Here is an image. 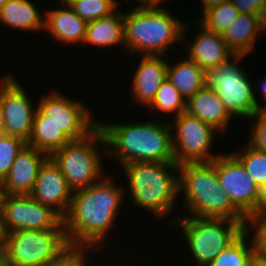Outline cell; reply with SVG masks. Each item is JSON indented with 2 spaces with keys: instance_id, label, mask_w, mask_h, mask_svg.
Masks as SVG:
<instances>
[{
  "instance_id": "f1b7e54d",
  "label": "cell",
  "mask_w": 266,
  "mask_h": 266,
  "mask_svg": "<svg viewBox=\"0 0 266 266\" xmlns=\"http://www.w3.org/2000/svg\"><path fill=\"white\" fill-rule=\"evenodd\" d=\"M244 153L233 155L241 162L247 174L257 183L266 194V152L255 149L249 143L246 144Z\"/></svg>"
},
{
  "instance_id": "4dcf8cb0",
  "label": "cell",
  "mask_w": 266,
  "mask_h": 266,
  "mask_svg": "<svg viewBox=\"0 0 266 266\" xmlns=\"http://www.w3.org/2000/svg\"><path fill=\"white\" fill-rule=\"evenodd\" d=\"M27 145L20 138L7 134L0 136V184L9 173L16 156Z\"/></svg>"
},
{
  "instance_id": "7c38bea8",
  "label": "cell",
  "mask_w": 266,
  "mask_h": 266,
  "mask_svg": "<svg viewBox=\"0 0 266 266\" xmlns=\"http://www.w3.org/2000/svg\"><path fill=\"white\" fill-rule=\"evenodd\" d=\"M4 234L18 230H65L63 218L30 195H1Z\"/></svg>"
},
{
  "instance_id": "7bdbcfd3",
  "label": "cell",
  "mask_w": 266,
  "mask_h": 266,
  "mask_svg": "<svg viewBox=\"0 0 266 266\" xmlns=\"http://www.w3.org/2000/svg\"><path fill=\"white\" fill-rule=\"evenodd\" d=\"M0 266H3L2 249H1V246H0Z\"/></svg>"
},
{
  "instance_id": "ac0fdd59",
  "label": "cell",
  "mask_w": 266,
  "mask_h": 266,
  "mask_svg": "<svg viewBox=\"0 0 266 266\" xmlns=\"http://www.w3.org/2000/svg\"><path fill=\"white\" fill-rule=\"evenodd\" d=\"M162 56L141 55V61L131 82L132 95L136 102L149 106L160 85L167 78V65Z\"/></svg>"
},
{
  "instance_id": "f6af8a7d",
  "label": "cell",
  "mask_w": 266,
  "mask_h": 266,
  "mask_svg": "<svg viewBox=\"0 0 266 266\" xmlns=\"http://www.w3.org/2000/svg\"><path fill=\"white\" fill-rule=\"evenodd\" d=\"M59 1V0H58ZM72 0H60V2L62 3L61 5L63 6L64 4H69Z\"/></svg>"
},
{
  "instance_id": "9a60e30c",
  "label": "cell",
  "mask_w": 266,
  "mask_h": 266,
  "mask_svg": "<svg viewBox=\"0 0 266 266\" xmlns=\"http://www.w3.org/2000/svg\"><path fill=\"white\" fill-rule=\"evenodd\" d=\"M72 193L59 166L48 157L40 167L30 196L40 204L52 208L63 218L68 211Z\"/></svg>"
},
{
  "instance_id": "3957f363",
  "label": "cell",
  "mask_w": 266,
  "mask_h": 266,
  "mask_svg": "<svg viewBox=\"0 0 266 266\" xmlns=\"http://www.w3.org/2000/svg\"><path fill=\"white\" fill-rule=\"evenodd\" d=\"M179 194L183 191L184 208L192 217L230 219L245 228L248 219L233 205L221 189L216 158L211 162L184 163L179 165Z\"/></svg>"
},
{
  "instance_id": "603a6c76",
  "label": "cell",
  "mask_w": 266,
  "mask_h": 266,
  "mask_svg": "<svg viewBox=\"0 0 266 266\" xmlns=\"http://www.w3.org/2000/svg\"><path fill=\"white\" fill-rule=\"evenodd\" d=\"M0 22L22 31L44 30V18L30 0H11L0 8Z\"/></svg>"
},
{
  "instance_id": "8fae6325",
  "label": "cell",
  "mask_w": 266,
  "mask_h": 266,
  "mask_svg": "<svg viewBox=\"0 0 266 266\" xmlns=\"http://www.w3.org/2000/svg\"><path fill=\"white\" fill-rule=\"evenodd\" d=\"M172 121L171 129L176 132L172 136V147L178 165L211 162L219 156L210 153L215 136L220 133L214 127L187 112L174 117Z\"/></svg>"
},
{
  "instance_id": "bcb514c9",
  "label": "cell",
  "mask_w": 266,
  "mask_h": 266,
  "mask_svg": "<svg viewBox=\"0 0 266 266\" xmlns=\"http://www.w3.org/2000/svg\"><path fill=\"white\" fill-rule=\"evenodd\" d=\"M263 24H264V30H265L266 29V14H265V16L263 18Z\"/></svg>"
},
{
  "instance_id": "ab89813d",
  "label": "cell",
  "mask_w": 266,
  "mask_h": 266,
  "mask_svg": "<svg viewBox=\"0 0 266 266\" xmlns=\"http://www.w3.org/2000/svg\"><path fill=\"white\" fill-rule=\"evenodd\" d=\"M139 1V5H153L157 3H162L163 0H136Z\"/></svg>"
},
{
  "instance_id": "83f0119b",
  "label": "cell",
  "mask_w": 266,
  "mask_h": 266,
  "mask_svg": "<svg viewBox=\"0 0 266 266\" xmlns=\"http://www.w3.org/2000/svg\"><path fill=\"white\" fill-rule=\"evenodd\" d=\"M202 13L199 23L209 31L222 35L240 14L232 1L205 9Z\"/></svg>"
},
{
  "instance_id": "ba28073f",
  "label": "cell",
  "mask_w": 266,
  "mask_h": 266,
  "mask_svg": "<svg viewBox=\"0 0 266 266\" xmlns=\"http://www.w3.org/2000/svg\"><path fill=\"white\" fill-rule=\"evenodd\" d=\"M0 246L3 266H47L70 245L65 230H18Z\"/></svg>"
},
{
  "instance_id": "4fadbf2b",
  "label": "cell",
  "mask_w": 266,
  "mask_h": 266,
  "mask_svg": "<svg viewBox=\"0 0 266 266\" xmlns=\"http://www.w3.org/2000/svg\"><path fill=\"white\" fill-rule=\"evenodd\" d=\"M74 99L50 92L41 97L37 108L48 117L71 141L86 138L97 127L98 122L92 117L91 109Z\"/></svg>"
},
{
  "instance_id": "484cf974",
  "label": "cell",
  "mask_w": 266,
  "mask_h": 266,
  "mask_svg": "<svg viewBox=\"0 0 266 266\" xmlns=\"http://www.w3.org/2000/svg\"><path fill=\"white\" fill-rule=\"evenodd\" d=\"M250 234L245 230L209 266H251V261L255 254V246L252 237L250 241H246L248 243L245 242Z\"/></svg>"
},
{
  "instance_id": "5b68a950",
  "label": "cell",
  "mask_w": 266,
  "mask_h": 266,
  "mask_svg": "<svg viewBox=\"0 0 266 266\" xmlns=\"http://www.w3.org/2000/svg\"><path fill=\"white\" fill-rule=\"evenodd\" d=\"M121 167L135 206L147 209L157 219L171 214L179 197V165L175 161L133 162Z\"/></svg>"
},
{
  "instance_id": "cb8c5ba5",
  "label": "cell",
  "mask_w": 266,
  "mask_h": 266,
  "mask_svg": "<svg viewBox=\"0 0 266 266\" xmlns=\"http://www.w3.org/2000/svg\"><path fill=\"white\" fill-rule=\"evenodd\" d=\"M69 142L71 140L36 108L32 132L27 145L46 153L50 157Z\"/></svg>"
},
{
  "instance_id": "e575fe53",
  "label": "cell",
  "mask_w": 266,
  "mask_h": 266,
  "mask_svg": "<svg viewBox=\"0 0 266 266\" xmlns=\"http://www.w3.org/2000/svg\"><path fill=\"white\" fill-rule=\"evenodd\" d=\"M239 13L258 15L264 18L266 0H231Z\"/></svg>"
},
{
  "instance_id": "836d02e7",
  "label": "cell",
  "mask_w": 266,
  "mask_h": 266,
  "mask_svg": "<svg viewBox=\"0 0 266 266\" xmlns=\"http://www.w3.org/2000/svg\"><path fill=\"white\" fill-rule=\"evenodd\" d=\"M250 119L257 120L252 125L249 144L266 152V112L257 111Z\"/></svg>"
},
{
  "instance_id": "f546056e",
  "label": "cell",
  "mask_w": 266,
  "mask_h": 266,
  "mask_svg": "<svg viewBox=\"0 0 266 266\" xmlns=\"http://www.w3.org/2000/svg\"><path fill=\"white\" fill-rule=\"evenodd\" d=\"M68 5L88 23L110 15L119 4L117 0H72Z\"/></svg>"
},
{
  "instance_id": "d6a6232c",
  "label": "cell",
  "mask_w": 266,
  "mask_h": 266,
  "mask_svg": "<svg viewBox=\"0 0 266 266\" xmlns=\"http://www.w3.org/2000/svg\"><path fill=\"white\" fill-rule=\"evenodd\" d=\"M246 230L249 233L252 232L251 230L254 231L252 239L255 246V253L263 259H266V215L249 219Z\"/></svg>"
},
{
  "instance_id": "7a4b0ae2",
  "label": "cell",
  "mask_w": 266,
  "mask_h": 266,
  "mask_svg": "<svg viewBox=\"0 0 266 266\" xmlns=\"http://www.w3.org/2000/svg\"><path fill=\"white\" fill-rule=\"evenodd\" d=\"M147 121L141 123H103L98 121L102 131L106 155L119 160L120 165L133 162L175 161L172 147L170 121Z\"/></svg>"
},
{
  "instance_id": "7402d4cb",
  "label": "cell",
  "mask_w": 266,
  "mask_h": 266,
  "mask_svg": "<svg viewBox=\"0 0 266 266\" xmlns=\"http://www.w3.org/2000/svg\"><path fill=\"white\" fill-rule=\"evenodd\" d=\"M119 11L116 9L108 16L88 22L83 43L99 48L120 44L125 49L124 12Z\"/></svg>"
},
{
  "instance_id": "d4e9b609",
  "label": "cell",
  "mask_w": 266,
  "mask_h": 266,
  "mask_svg": "<svg viewBox=\"0 0 266 266\" xmlns=\"http://www.w3.org/2000/svg\"><path fill=\"white\" fill-rule=\"evenodd\" d=\"M167 78L186 101L206 85V72L188 58L168 64Z\"/></svg>"
},
{
  "instance_id": "9c48e42d",
  "label": "cell",
  "mask_w": 266,
  "mask_h": 266,
  "mask_svg": "<svg viewBox=\"0 0 266 266\" xmlns=\"http://www.w3.org/2000/svg\"><path fill=\"white\" fill-rule=\"evenodd\" d=\"M245 55L234 54L227 61L206 72V85L212 88L234 117L250 119L259 105L253 84L239 60ZM233 60V61H232Z\"/></svg>"
},
{
  "instance_id": "4316f807",
  "label": "cell",
  "mask_w": 266,
  "mask_h": 266,
  "mask_svg": "<svg viewBox=\"0 0 266 266\" xmlns=\"http://www.w3.org/2000/svg\"><path fill=\"white\" fill-rule=\"evenodd\" d=\"M162 113H173L174 117L186 112V100L179 90L166 78L160 85L151 104L146 107Z\"/></svg>"
},
{
  "instance_id": "60d3db41",
  "label": "cell",
  "mask_w": 266,
  "mask_h": 266,
  "mask_svg": "<svg viewBox=\"0 0 266 266\" xmlns=\"http://www.w3.org/2000/svg\"><path fill=\"white\" fill-rule=\"evenodd\" d=\"M13 75V73L7 72L6 75H4L3 78L0 79V90Z\"/></svg>"
},
{
  "instance_id": "8d00e7d4",
  "label": "cell",
  "mask_w": 266,
  "mask_h": 266,
  "mask_svg": "<svg viewBox=\"0 0 266 266\" xmlns=\"http://www.w3.org/2000/svg\"><path fill=\"white\" fill-rule=\"evenodd\" d=\"M251 266H266V259H263L255 253L251 261Z\"/></svg>"
},
{
  "instance_id": "e0dca14e",
  "label": "cell",
  "mask_w": 266,
  "mask_h": 266,
  "mask_svg": "<svg viewBox=\"0 0 266 266\" xmlns=\"http://www.w3.org/2000/svg\"><path fill=\"white\" fill-rule=\"evenodd\" d=\"M198 26L199 32L186 46L189 51L187 58L207 72L227 61L234 53L227 47L222 34L209 31L200 23Z\"/></svg>"
},
{
  "instance_id": "f35d334b",
  "label": "cell",
  "mask_w": 266,
  "mask_h": 266,
  "mask_svg": "<svg viewBox=\"0 0 266 266\" xmlns=\"http://www.w3.org/2000/svg\"><path fill=\"white\" fill-rule=\"evenodd\" d=\"M4 134H5L4 116H3L2 103L0 100V136Z\"/></svg>"
},
{
  "instance_id": "44dd1931",
  "label": "cell",
  "mask_w": 266,
  "mask_h": 266,
  "mask_svg": "<svg viewBox=\"0 0 266 266\" xmlns=\"http://www.w3.org/2000/svg\"><path fill=\"white\" fill-rule=\"evenodd\" d=\"M263 31L264 24L261 16L240 13L224 32L223 38L234 54L248 55L254 49L257 36L261 34L259 32Z\"/></svg>"
},
{
  "instance_id": "52a82bcc",
  "label": "cell",
  "mask_w": 266,
  "mask_h": 266,
  "mask_svg": "<svg viewBox=\"0 0 266 266\" xmlns=\"http://www.w3.org/2000/svg\"><path fill=\"white\" fill-rule=\"evenodd\" d=\"M105 145L103 133L97 127L86 138L71 141L50 156L72 191L87 188L102 178L105 171L101 155L106 154Z\"/></svg>"
},
{
  "instance_id": "30bf717a",
  "label": "cell",
  "mask_w": 266,
  "mask_h": 266,
  "mask_svg": "<svg viewBox=\"0 0 266 266\" xmlns=\"http://www.w3.org/2000/svg\"><path fill=\"white\" fill-rule=\"evenodd\" d=\"M228 153L216 157V173L221 189L248 220L266 215V194L247 174L241 162Z\"/></svg>"
},
{
  "instance_id": "ee69618b",
  "label": "cell",
  "mask_w": 266,
  "mask_h": 266,
  "mask_svg": "<svg viewBox=\"0 0 266 266\" xmlns=\"http://www.w3.org/2000/svg\"><path fill=\"white\" fill-rule=\"evenodd\" d=\"M8 1H11V0H0V8L5 5Z\"/></svg>"
},
{
  "instance_id": "74e56055",
  "label": "cell",
  "mask_w": 266,
  "mask_h": 266,
  "mask_svg": "<svg viewBox=\"0 0 266 266\" xmlns=\"http://www.w3.org/2000/svg\"><path fill=\"white\" fill-rule=\"evenodd\" d=\"M261 92L264 94L263 97H265V100H266V79H265V81H263V84L261 87ZM257 111L266 112V104H263L262 106H261V104H259L257 106Z\"/></svg>"
},
{
  "instance_id": "6da1fadb",
  "label": "cell",
  "mask_w": 266,
  "mask_h": 266,
  "mask_svg": "<svg viewBox=\"0 0 266 266\" xmlns=\"http://www.w3.org/2000/svg\"><path fill=\"white\" fill-rule=\"evenodd\" d=\"M105 177L87 188L73 191L68 211L63 217L70 246L101 250L102 242L111 232L126 189L117 183L115 185L110 177Z\"/></svg>"
},
{
  "instance_id": "1f68e13d",
  "label": "cell",
  "mask_w": 266,
  "mask_h": 266,
  "mask_svg": "<svg viewBox=\"0 0 266 266\" xmlns=\"http://www.w3.org/2000/svg\"><path fill=\"white\" fill-rule=\"evenodd\" d=\"M91 247L69 246L47 266H88L86 255ZM89 249V250H88ZM86 252V254H85ZM87 261V262H86Z\"/></svg>"
},
{
  "instance_id": "d6986e66",
  "label": "cell",
  "mask_w": 266,
  "mask_h": 266,
  "mask_svg": "<svg viewBox=\"0 0 266 266\" xmlns=\"http://www.w3.org/2000/svg\"><path fill=\"white\" fill-rule=\"evenodd\" d=\"M186 112L211 125L220 134L225 133L230 119H233L218 94L207 85L186 101Z\"/></svg>"
},
{
  "instance_id": "ffe728a7",
  "label": "cell",
  "mask_w": 266,
  "mask_h": 266,
  "mask_svg": "<svg viewBox=\"0 0 266 266\" xmlns=\"http://www.w3.org/2000/svg\"><path fill=\"white\" fill-rule=\"evenodd\" d=\"M46 11L44 16V30L49 31L54 41L65 44L84 41L87 22L80 18L68 5ZM66 6V7H65Z\"/></svg>"
},
{
  "instance_id": "2e32d148",
  "label": "cell",
  "mask_w": 266,
  "mask_h": 266,
  "mask_svg": "<svg viewBox=\"0 0 266 266\" xmlns=\"http://www.w3.org/2000/svg\"><path fill=\"white\" fill-rule=\"evenodd\" d=\"M49 156L26 145L16 156L9 173L1 182L2 195H30L40 167Z\"/></svg>"
},
{
  "instance_id": "8992f818",
  "label": "cell",
  "mask_w": 266,
  "mask_h": 266,
  "mask_svg": "<svg viewBox=\"0 0 266 266\" xmlns=\"http://www.w3.org/2000/svg\"><path fill=\"white\" fill-rule=\"evenodd\" d=\"M171 221L172 226L175 225L182 230L196 266H209L246 230L240 222L230 219L181 215Z\"/></svg>"
},
{
  "instance_id": "5bb4252c",
  "label": "cell",
  "mask_w": 266,
  "mask_h": 266,
  "mask_svg": "<svg viewBox=\"0 0 266 266\" xmlns=\"http://www.w3.org/2000/svg\"><path fill=\"white\" fill-rule=\"evenodd\" d=\"M13 75L1 88L5 134L28 142L30 138L36 108L25 89Z\"/></svg>"
},
{
  "instance_id": "d590c367",
  "label": "cell",
  "mask_w": 266,
  "mask_h": 266,
  "mask_svg": "<svg viewBox=\"0 0 266 266\" xmlns=\"http://www.w3.org/2000/svg\"><path fill=\"white\" fill-rule=\"evenodd\" d=\"M201 1L203 6L202 10L204 11L205 9L211 8L213 6L230 2L231 0H201Z\"/></svg>"
},
{
  "instance_id": "b9f144b4",
  "label": "cell",
  "mask_w": 266,
  "mask_h": 266,
  "mask_svg": "<svg viewBox=\"0 0 266 266\" xmlns=\"http://www.w3.org/2000/svg\"><path fill=\"white\" fill-rule=\"evenodd\" d=\"M3 236H4V231L2 227V216H1V205H0V245L3 240Z\"/></svg>"
},
{
  "instance_id": "277c9868",
  "label": "cell",
  "mask_w": 266,
  "mask_h": 266,
  "mask_svg": "<svg viewBox=\"0 0 266 266\" xmlns=\"http://www.w3.org/2000/svg\"><path fill=\"white\" fill-rule=\"evenodd\" d=\"M159 5H132L135 8L124 12V41L129 54L163 56L171 44L184 40L189 25Z\"/></svg>"
}]
</instances>
